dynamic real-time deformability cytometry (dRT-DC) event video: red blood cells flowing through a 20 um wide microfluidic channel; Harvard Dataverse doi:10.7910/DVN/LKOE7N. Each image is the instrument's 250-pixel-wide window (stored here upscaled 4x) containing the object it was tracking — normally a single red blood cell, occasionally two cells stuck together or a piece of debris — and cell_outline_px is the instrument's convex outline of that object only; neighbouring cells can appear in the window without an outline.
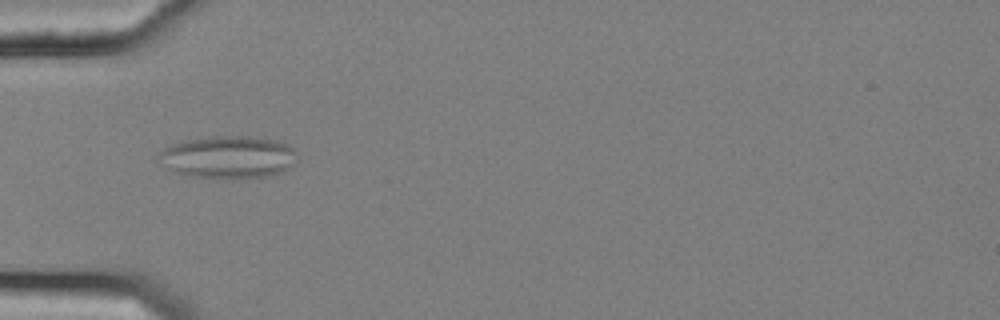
{"species": "common noctule bat (a hibernating species)", "species_latin": "Nyctalus noctula", "temperature_condition": "cold", "stored_images_in_passage": 38, "camera_frame_rate_fps": 3000, "um_per_image_px": 0.085, "animal": {"sex": "female", "body_mass_g": 25.1}, "frame": {"image": 1, "passage_image": 1, "time_ms": 0.0, "image_size_px": [1000, 320], "cell_outline_px": [[296, 160], [288, 168], [280, 172], [264, 176], [184, 176], [176, 172], [156, 156], [164, 148], [180, 140], [200, 136], [256, 136], [276, 140], [292, 148], [296, 152]], "centroid_in_image_um": [19.37, 13.29], "position_along_channel_um": 65.6, "area_um2": 33.58}}
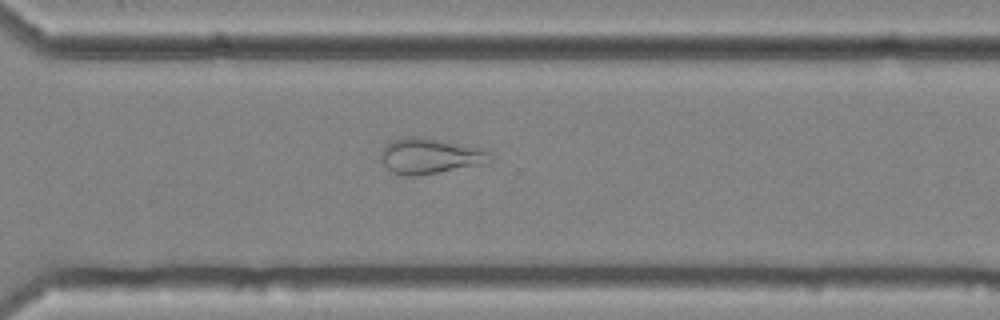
{"frame": {"image": 2, "passage_image": 23, "time_ms": 7.333, "image_size_px": [1000, 320], "cell_outline_px": [[492, 160], [480, 164], [416, 176], [408, 176], [392, 172], [380, 160], [380, 152], [392, 140], [408, 136], [424, 136], [444, 140], [480, 148], [488, 152]], "centroid_in_image_um": [36.5, 13.24], "position_along_channel_um": 334.1, "area_um2": 22.43}}
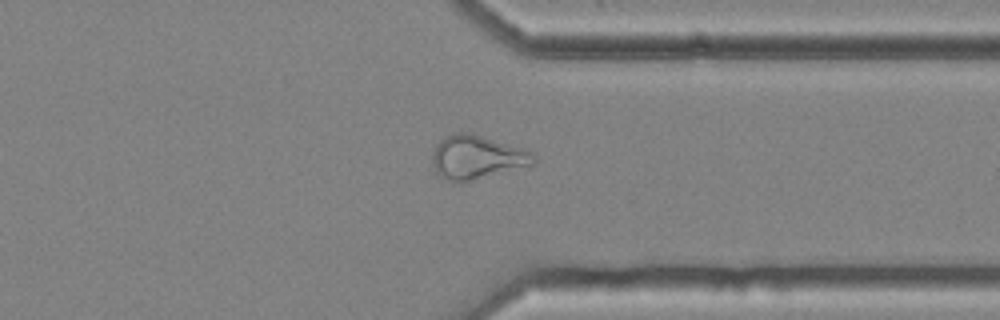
{"frame": {"image": 3, "passage_image": 26, "time_ms": 8.333, "image_size_px": [1000, 320], "cell_outline_px": [[536, 164], [472, 180], [444, 180], [436, 172], [432, 164], [432, 152], [436, 144], [444, 136], [456, 132], [472, 132], [524, 148], [536, 152]], "centroid_in_image_um": [40.57, 13.32], "position_along_channel_um": 370.8, "area_um2": 26.13}, "authors_computed_cell_mechanics": {"area_um2": 23.6402, "velocity_mm_per_s": 3.6851, "shape_relaxation_time_tau1_ms": null, "shape_relaxation_time_tau2_ms": 2.5167, "deformation_change_tau1": null, "deformation_change_tau2": 0.0979}}